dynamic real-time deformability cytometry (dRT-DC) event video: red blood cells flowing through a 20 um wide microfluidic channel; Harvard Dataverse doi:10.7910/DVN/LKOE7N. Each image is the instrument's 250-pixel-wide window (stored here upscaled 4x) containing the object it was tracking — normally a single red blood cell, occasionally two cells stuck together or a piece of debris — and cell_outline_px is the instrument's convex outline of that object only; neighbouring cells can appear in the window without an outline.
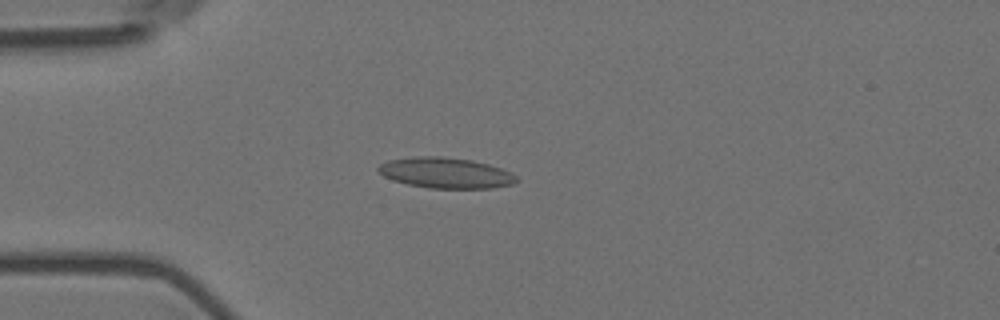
{"species": "Egyptian fruit bat (a non-hibernating species)", "species_latin": "Rousettus aegyptiacus", "temperature_condition": "room temperature", "stored_images_in_passage": 5, "camera_frame_rate_fps": 3000, "um_per_image_px": 0.085, "animal": {"sex": "female"}, "frame": {"image": 1, "passage_image": 5, "time_ms": 1.333, "image_size_px": [1000, 320], "cell_outline_px": [[520, 180], [512, 184], [492, 188], [428, 188], [408, 184], [392, 180], [384, 176], [376, 168], [380, 164], [388, 160], [416, 156], [444, 156], [472, 160], [488, 164], [512, 172]], "centroid_in_image_um": [37.89, 14.69], "position_along_channel_um": 47.1, "area_um2": 24.8}}